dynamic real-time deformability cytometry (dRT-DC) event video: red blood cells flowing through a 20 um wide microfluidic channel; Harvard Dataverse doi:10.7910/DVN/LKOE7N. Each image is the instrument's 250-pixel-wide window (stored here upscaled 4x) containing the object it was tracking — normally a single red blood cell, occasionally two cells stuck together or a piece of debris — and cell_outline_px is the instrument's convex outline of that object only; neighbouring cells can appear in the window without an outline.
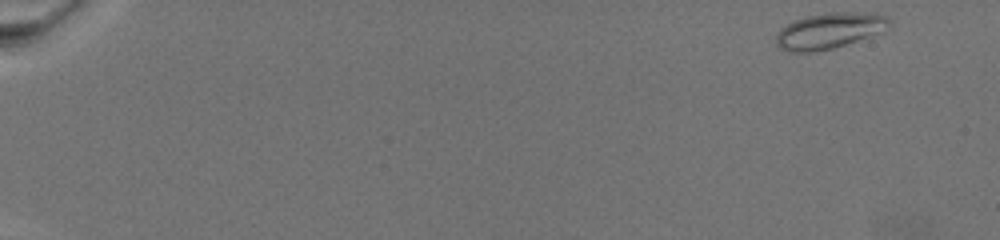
{"species": "common noctule bat (a hibernating species)", "species_latin": "Nyctalus noctula", "temperature_condition": "warm", "stored_images_in_passage": 49, "camera_frame_rate_fps": 3000, "um_per_image_px": 0.085, "animal": {"sex": "female", "body_mass_g": 19.5, "forearm_length_mm": 54.1}, "frame": {"image": 1, "passage_image": 1, "time_ms": 0.0, "image_size_px": [1000, 240], "cell_outline_px": [[892, 24], [884, 32], [832, 48], [812, 52], [788, 52], [780, 48], [776, 44], [776, 36], [792, 20], [808, 16], [832, 12], [852, 12], [888, 16], [892, 20]], "centroid_in_image_um": [70.54, 2.62], "position_along_channel_um": 14.5, "area_um2": 23.47}}